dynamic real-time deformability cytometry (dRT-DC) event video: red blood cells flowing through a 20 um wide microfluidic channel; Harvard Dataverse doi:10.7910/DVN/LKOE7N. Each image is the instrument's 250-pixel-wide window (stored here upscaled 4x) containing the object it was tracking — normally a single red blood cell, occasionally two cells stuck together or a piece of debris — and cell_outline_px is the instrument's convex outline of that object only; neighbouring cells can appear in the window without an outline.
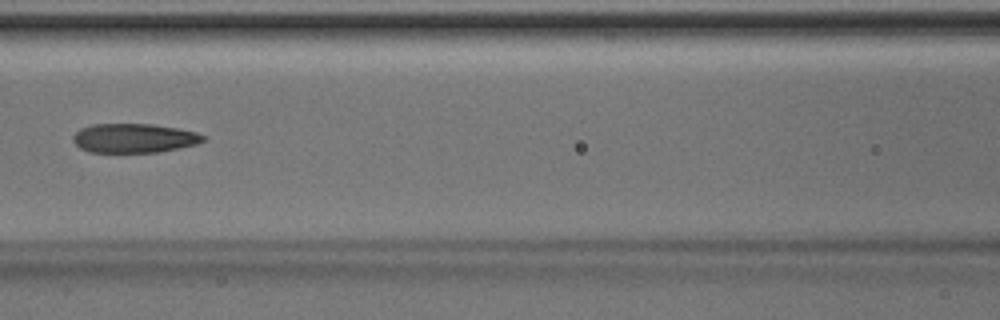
{"species": "Egyptian fruit bat (a non-hibernating species)", "species_latin": "Rousettus aegyptiacus", "temperature_condition": "room temperature", "stored_images_in_passage": 8, "camera_frame_rate_fps": 3000, "um_per_image_px": 0.085, "animal": {"sex": "male"}, "frame": {"image": 1, "passage_image": 7, "time_ms": 2.0, "image_size_px": [1000, 320], "cell_outline_px": [[204, 140], [196, 144], [156, 152], [88, 152], [80, 148], [72, 140], [72, 136], [80, 128], [92, 124], [152, 124], [176, 128], [196, 132], [204, 136]], "centroid_in_image_um": [11.33, 11.74], "position_along_channel_um": 155.3, "area_um2": 21.96}}